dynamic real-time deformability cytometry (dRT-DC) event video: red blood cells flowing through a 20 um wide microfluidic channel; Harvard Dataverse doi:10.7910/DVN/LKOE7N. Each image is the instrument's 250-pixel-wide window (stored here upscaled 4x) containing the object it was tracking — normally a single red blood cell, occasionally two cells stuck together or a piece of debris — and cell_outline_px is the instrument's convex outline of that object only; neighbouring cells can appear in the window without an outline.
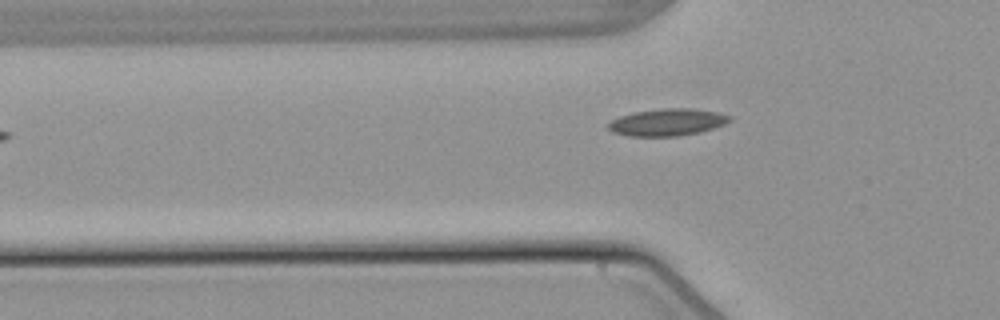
{"species": "common noctule bat (a hibernating species)", "species_latin": "Nyctalus noctula", "temperature_condition": "warm", "stored_images_in_passage": 34, "camera_frame_rate_fps": 3000, "um_per_image_px": 0.085, "animal": {"sex": "male", "body_mass_g": 21.5, "forearm_length_mm": 52.0}, "frame": {"image": 1, "passage_image": 3, "time_ms": 0.667, "image_size_px": [1000, 320], "cell_outline_px": [[732, 120], [724, 124], [700, 132], [680, 136], [632, 136], [612, 132], [608, 128], [608, 124], [612, 120], [620, 116], [632, 112], [660, 108], [692, 108], [716, 112], [732, 116]], "centroid_in_image_um": [56.73, 10.38], "position_along_channel_um": 69.1, "area_um2": 19.19}}
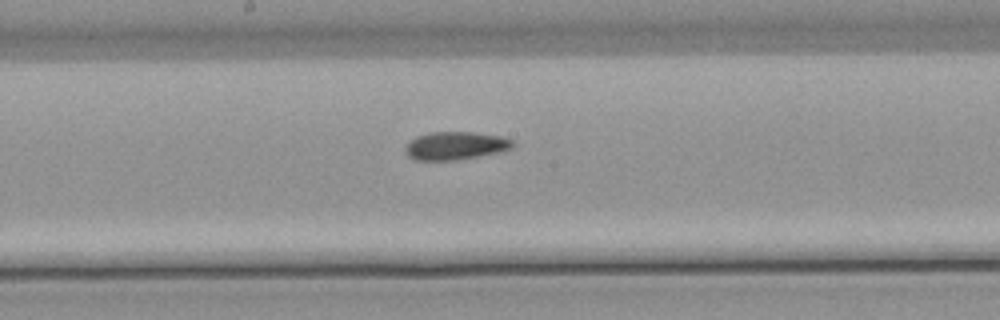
{"frame": {"image": 2, "passage_image": 14, "time_ms": 4.333, "image_size_px": [1000, 320], "cell_outline_px": [[516, 144], [512, 148], [496, 152], [456, 160], [416, 160], [408, 156], [404, 152], [404, 148], [416, 136], [428, 132], [476, 132], [500, 136], [512, 140]], "centroid_in_image_um": [38.69, 12.37], "position_along_channel_um": 209.5, "area_um2": 17.46}}
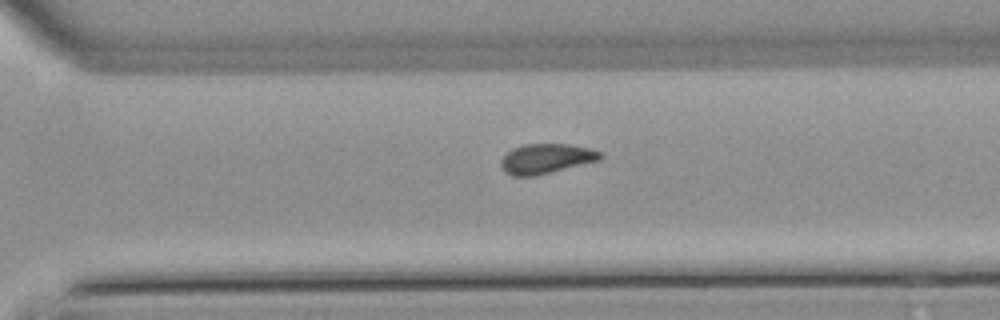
{"frame": {"image": 3, "passage_image": 23, "time_ms": 7.333, "image_size_px": [1000, 320], "cell_outline_px": [[604, 156], [600, 160], [536, 176], [512, 176], [504, 172], [500, 164], [500, 160], [512, 148], [524, 144], [568, 144], [588, 148], [600, 152]], "centroid_in_image_um": [46.4, 13.49], "position_along_channel_um": 324.2, "area_um2": 17.34}, "authors_computed_cell_mechanics": {"area_um2": 17.3978, "velocity_mm_per_s": 3.8254, "shape_relaxation_time_tau1_ms": 6.9512, "shape_relaxation_time_tau2_ms": 2.4687, "deformation_change_tau1": 0.1598, "deformation_change_tau2": 0.0734}}